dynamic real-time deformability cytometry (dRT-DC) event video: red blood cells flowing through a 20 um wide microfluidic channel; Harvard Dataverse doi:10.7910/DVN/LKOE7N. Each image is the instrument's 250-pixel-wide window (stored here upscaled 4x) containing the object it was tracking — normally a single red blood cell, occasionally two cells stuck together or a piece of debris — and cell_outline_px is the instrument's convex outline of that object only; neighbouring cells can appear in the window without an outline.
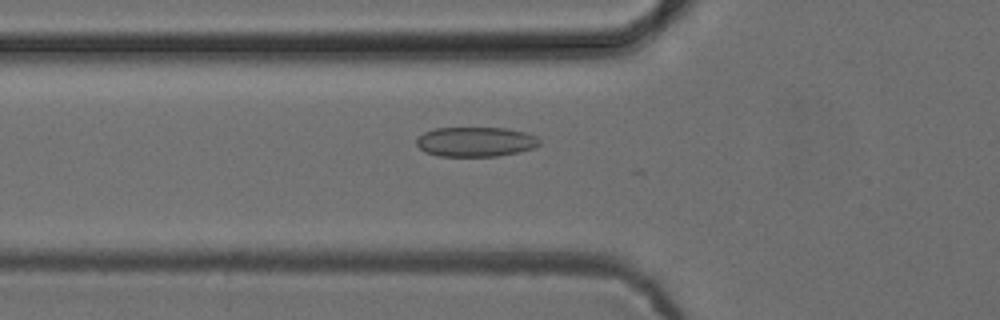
{"species": "common noctule bat (a hibernating species)", "species_latin": "Nyctalus noctula", "temperature_condition": "cold", "stored_images_in_passage": 47, "camera_frame_rate_fps": 3000, "um_per_image_px": 0.085, "animal": {"sex": "female", "body_mass_g": 24.6, "forearm_length_mm": 56.2}, "frame": {"image": 1, "passage_image": 19, "time_ms": 6.0, "image_size_px": [1000, 320], "cell_outline_px": [[540, 144], [536, 148], [496, 156], [440, 156], [424, 152], [416, 144], [416, 140], [424, 132], [436, 128], [508, 128], [524, 132], [536, 136], [540, 140]], "centroid_in_image_um": [40.43, 12.05], "position_along_channel_um": 85.4, "area_um2": 21.27}}
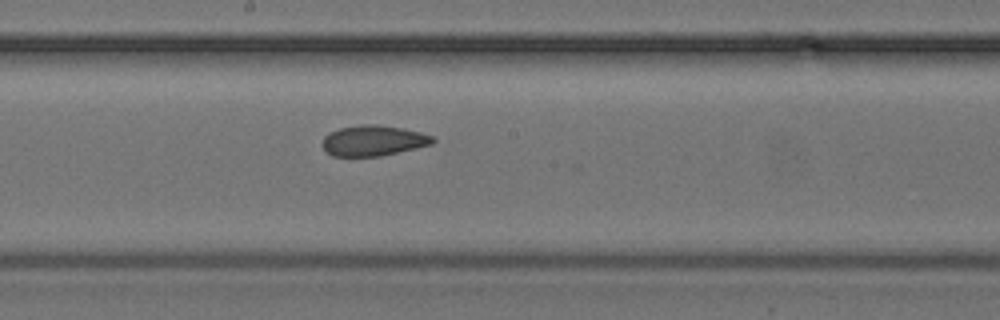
{"frame": {"image": 2, "passage_image": 29, "time_ms": 9.333, "image_size_px": [1000, 320], "cell_outline_px": [[436, 140], [432, 144], [416, 148], [380, 156], [332, 156], [324, 148], [324, 136], [328, 132], [340, 128], [360, 124], [380, 124], [404, 128], [420, 132], [432, 136]], "centroid_in_image_um": [31.75, 11.93], "position_along_channel_um": 216.4, "area_um2": 19.65}}
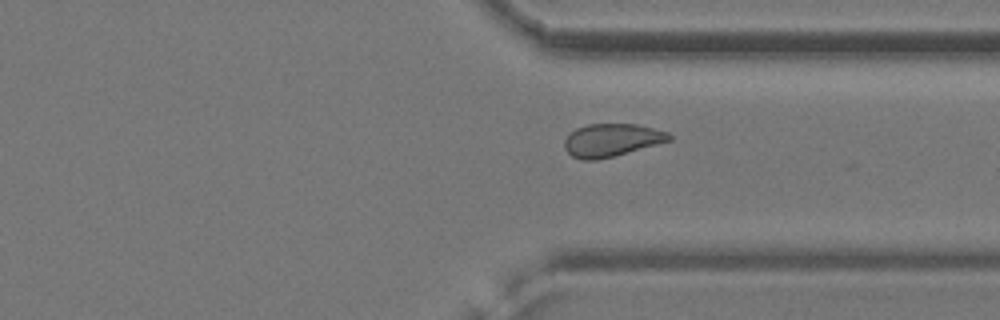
{"frame": {"image": 3, "passage_image": 40, "time_ms": 13.0, "image_size_px": [1000, 320], "cell_outline_px": [[672, 140], [616, 156], [596, 160], [580, 160], [572, 156], [564, 148], [564, 140], [576, 128], [588, 124], [636, 124], [668, 132], [672, 136]], "centroid_in_image_um": [51.99, 11.92], "position_along_channel_um": 359.4, "area_um2": 20.11}, "authors_computed_cell_mechanics": {"area_um2": 20.2878, "velocity_mm_per_s": 3.9082, "shape_relaxation_time_tau1_ms": 8.0497, "shape_relaxation_time_tau2_ms": 2.1181, "deformation_change_tau1": 0.1338, "deformation_change_tau2": 0.058}}